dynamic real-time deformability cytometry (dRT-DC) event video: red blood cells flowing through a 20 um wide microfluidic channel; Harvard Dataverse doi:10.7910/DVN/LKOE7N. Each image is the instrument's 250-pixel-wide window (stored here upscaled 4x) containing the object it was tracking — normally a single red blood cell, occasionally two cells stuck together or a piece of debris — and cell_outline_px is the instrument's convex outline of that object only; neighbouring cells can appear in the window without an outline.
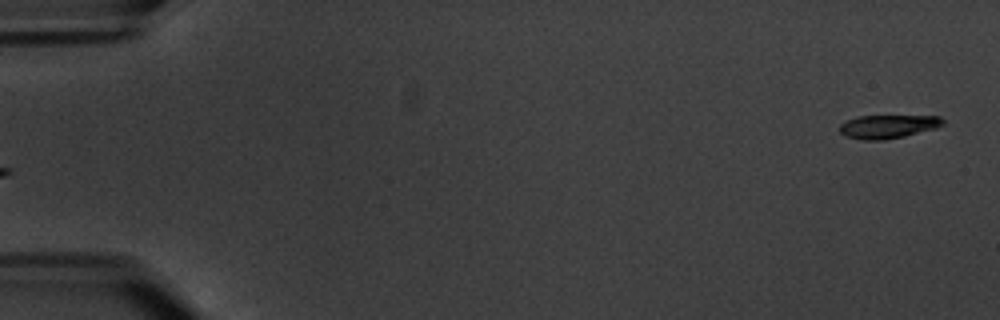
{"species": "common noctule bat (a hibernating species)", "species_latin": "Nyctalus noctula", "temperature_condition": "warm", "stored_images_in_passage": 5, "segment_of_instrument_passage": [2, 2], "camera_frame_rate_fps": 3000, "um_per_image_px": 0.085, "animal": {"sex": "male", "body_mass_g": 20.1, "forearm_length_mm": 53.5}, "frame": {"image": 1, "passage_image": 5, "time_ms": 4.667, "image_size_px": [1000, 320], "cell_outline_px": [[944, 124], [936, 128], [904, 136], [884, 140], [864, 140], [844, 136], [840, 132], [840, 124], [856, 116], [940, 116], [944, 120]], "centroid_in_image_um": [75.47, 10.75], "position_along_channel_um": 9.5, "area_um2": 14.1}}